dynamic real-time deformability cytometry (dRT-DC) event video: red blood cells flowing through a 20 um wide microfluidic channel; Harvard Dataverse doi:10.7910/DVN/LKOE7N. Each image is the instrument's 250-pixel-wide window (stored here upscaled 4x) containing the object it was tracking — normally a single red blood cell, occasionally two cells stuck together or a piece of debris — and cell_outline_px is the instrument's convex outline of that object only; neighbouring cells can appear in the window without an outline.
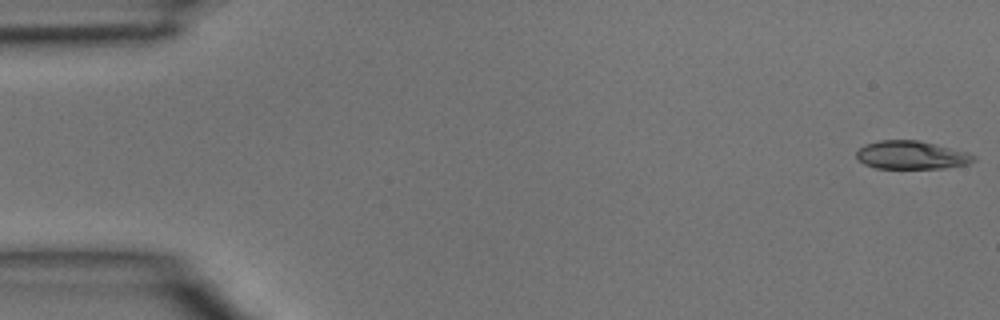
{"species": "common noctule bat (a hibernating species)", "species_latin": "Nyctalus noctula", "temperature_condition": "room temperature", "stored_images_in_passage": 5, "camera_frame_rate_fps": 3000, "um_per_image_px": 0.085, "animal": {"sex": "male", "body_mass_g": 15.6}, "frame": {"image": 1, "passage_image": 1, "time_ms": 0.0, "image_size_px": [1000, 320], "cell_outline_px": [[976, 160], [968, 164], [944, 168], [876, 168], [864, 164], [856, 156], [856, 152], [864, 144], [880, 140], [916, 140], [936, 144], [968, 152], [976, 156]], "centroid_in_image_um": [77.49, 13.18], "position_along_channel_um": 7.5, "area_um2": 19.31}}
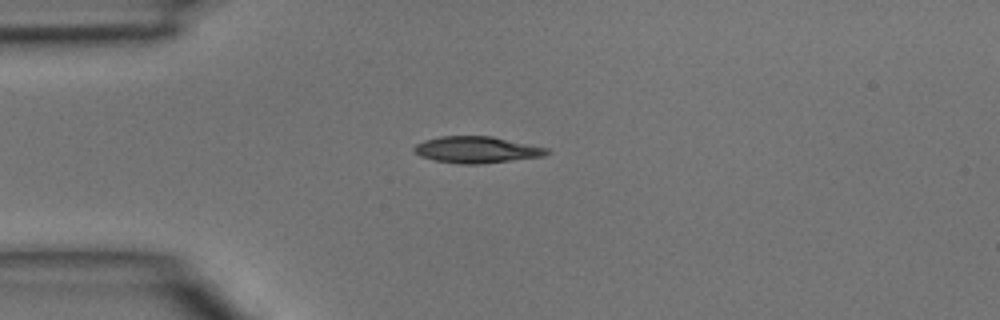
{"frame": {"image": 2, "passage_image": 4, "time_ms": 1.0, "image_size_px": [1000, 320], "cell_outline_px": [[552, 152], [544, 156], [480, 164], [460, 164], [432, 160], [420, 156], [412, 148], [416, 144], [424, 140], [440, 136], [492, 136], [548, 148]], "centroid_in_image_um": [40.51, 12.73], "position_along_channel_um": 44.5, "area_um2": 20.58}}